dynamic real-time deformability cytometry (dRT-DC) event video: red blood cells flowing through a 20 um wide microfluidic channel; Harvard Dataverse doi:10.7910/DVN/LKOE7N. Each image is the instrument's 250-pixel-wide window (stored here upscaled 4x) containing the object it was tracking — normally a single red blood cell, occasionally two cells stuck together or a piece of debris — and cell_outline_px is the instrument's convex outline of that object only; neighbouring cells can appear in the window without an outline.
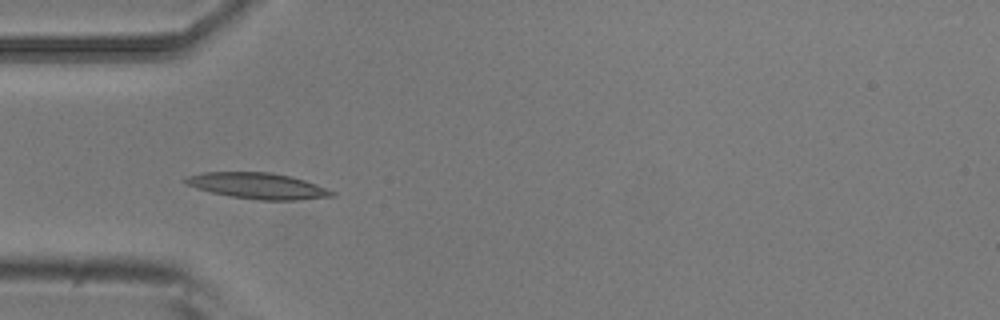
{"species": "common noctule bat (a hibernating species)", "species_latin": "Nyctalus noctula", "temperature_condition": "room temperature", "stored_images_in_passage": 10, "camera_frame_rate_fps": 3000, "um_per_image_px": 0.085, "animal": {"sex": "male", "body_mass_g": 20.5, "forearm_length_mm": 52.5}, "frame": {"image": 1, "passage_image": 4, "time_ms": 1.0, "image_size_px": [1000, 320], "cell_outline_px": [[336, 196], [296, 200], [260, 200], [228, 196], [196, 188], [184, 184], [184, 180], [188, 176], [204, 172], [272, 172], [304, 180], [316, 184], [336, 192]], "centroid_in_image_um": [21.92, 15.8], "position_along_channel_um": 63.1, "area_um2": 22.14}}
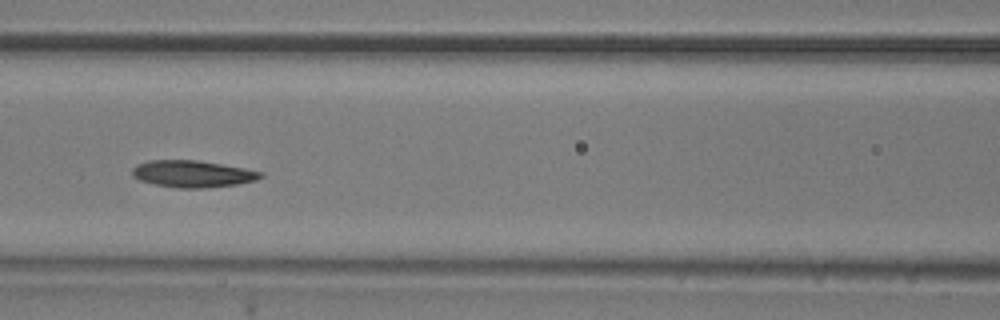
{"frame": {"image": 2, "passage_image": 6, "time_ms": 1.667, "image_size_px": [1000, 320], "cell_outline_px": [[264, 176], [256, 180], [236, 184], [204, 188], [176, 188], [156, 184], [140, 180], [132, 176], [132, 168], [136, 164], [148, 160], [196, 160], [244, 168], [264, 172]], "centroid_in_image_um": [16.36, 14.77], "position_along_channel_um": 150.2, "area_um2": 20.06}}
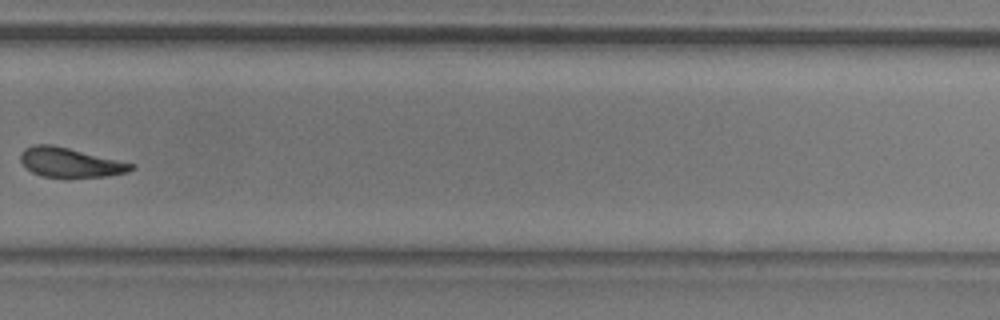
{"frame": {"image": 3, "passage_image": 10, "time_ms": 3.0, "image_size_px": [1000, 320], "cell_outline_px": [[136, 168], [128, 172], [104, 176], [44, 176], [32, 172], [20, 160], [20, 152], [24, 148], [32, 144], [52, 144], [136, 164]], "centroid_in_image_um": [5.97, 13.78], "position_along_channel_um": 323.8, "area_um2": 18.73}}